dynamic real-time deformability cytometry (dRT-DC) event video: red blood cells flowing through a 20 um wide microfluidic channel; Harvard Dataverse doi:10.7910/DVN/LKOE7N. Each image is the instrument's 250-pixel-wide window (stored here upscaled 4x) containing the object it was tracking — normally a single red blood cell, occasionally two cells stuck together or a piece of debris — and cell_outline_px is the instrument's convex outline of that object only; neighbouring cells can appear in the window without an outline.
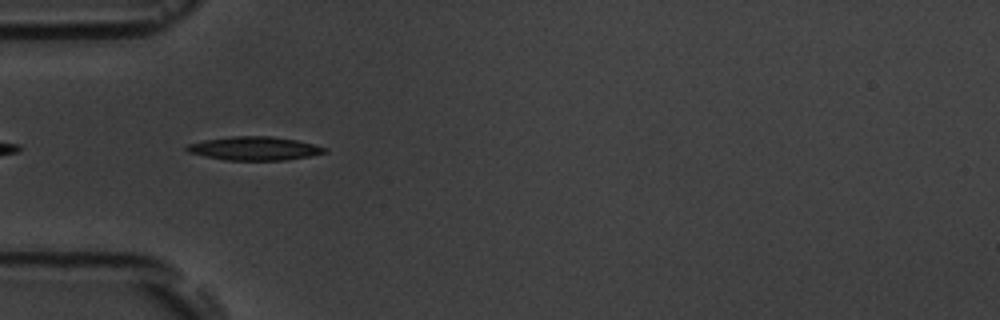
{"species": "common noctule bat (a hibernating species)", "species_latin": "Nyctalus noctula", "temperature_condition": "room temperature", "stored_images_in_passage": 6, "camera_frame_rate_fps": 3000, "um_per_image_px": 0.085, "animal": {"sex": "male", "body_mass_g": 19.5, "forearm_length_mm": 54.6}, "frame": {"image": 1, "passage_image": 2, "time_ms": 1.0, "image_size_px": [1000, 320], "cell_outline_px": [[328, 152], [308, 156], [284, 160], [224, 160], [204, 156], [188, 152], [184, 148], [188, 144], [204, 140], [232, 136], [272, 136], [296, 140], [328, 148]], "centroid_in_image_um": [21.61, 12.61], "position_along_channel_um": 63.4, "area_um2": 18.9}}
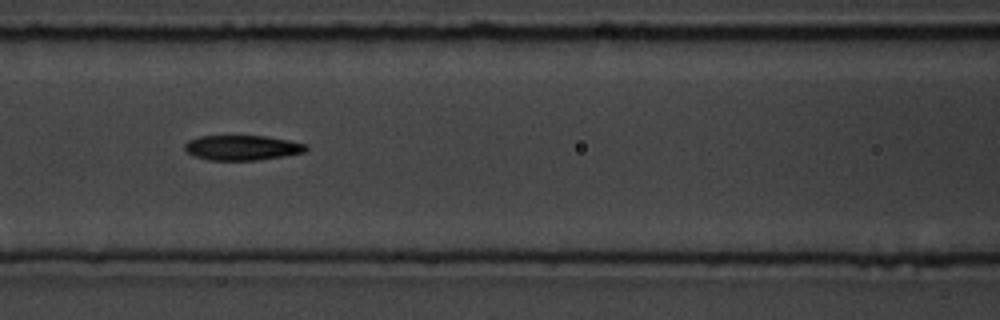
{"frame": {"image": 2, "passage_image": 4, "time_ms": 3.333, "image_size_px": [1000, 320], "cell_outline_px": [[308, 148], [304, 152], [284, 156], [256, 160], [208, 160], [192, 156], [184, 148], [184, 144], [188, 140], [200, 136], [264, 136], [288, 140], [304, 144]], "centroid_in_image_um": [20.53, 12.56], "position_along_channel_um": 146.1, "area_um2": 17.57}}
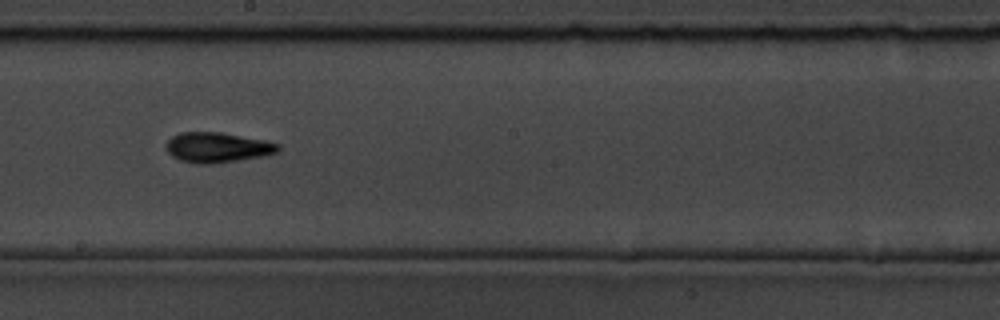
{"frame": {"image": 3, "passage_image": 6, "time_ms": 5.667, "image_size_px": [1000, 320], "cell_outline_px": [[280, 152], [260, 156], [236, 160], [208, 164], [196, 164], [180, 160], [172, 156], [168, 152], [168, 140], [172, 136], [180, 132], [224, 132], [268, 140], [280, 144]], "centroid_in_image_um": [18.53, 12.51], "position_along_channel_um": 229.7, "area_um2": 19.71}}